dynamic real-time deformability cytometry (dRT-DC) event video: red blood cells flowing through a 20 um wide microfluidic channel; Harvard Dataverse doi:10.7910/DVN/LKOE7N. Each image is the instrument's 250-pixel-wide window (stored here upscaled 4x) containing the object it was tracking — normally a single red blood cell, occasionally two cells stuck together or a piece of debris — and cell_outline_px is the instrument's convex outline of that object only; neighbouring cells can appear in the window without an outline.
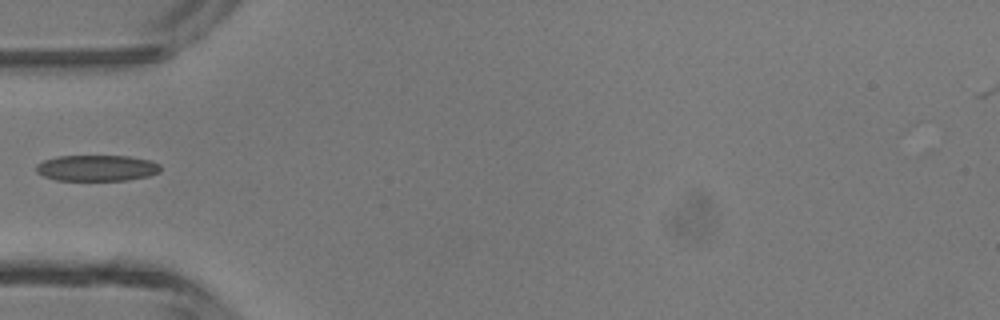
{"species": "common noctule bat (a hibernating species)", "species_latin": "Nyctalus noctula", "temperature_condition": "room temperature", "stored_images_in_passage": 32, "camera_frame_rate_fps": 3000, "um_per_image_px": 0.085, "animal": {"sex": "male", "body_mass_g": 13.3}, "frame": {"image": 1, "passage_image": 1, "time_ms": 0.0, "image_size_px": [1000, 320], "cell_outline_px": [[160, 172], [148, 176], [128, 180], [56, 180], [44, 176], [36, 172], [36, 164], [44, 160], [56, 156], [128, 156], [148, 160], [160, 164]], "centroid_in_image_um": [8.21, 14.28], "position_along_channel_um": 76.8, "area_um2": 18.84}}
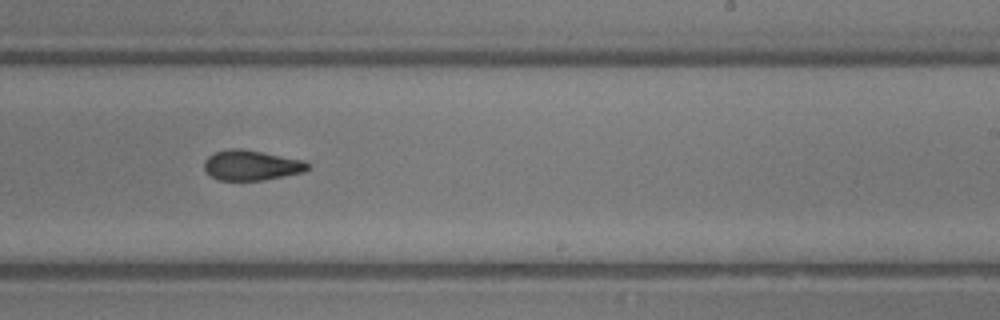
{"frame": {"image": 2, "passage_image": 14, "time_ms": 4.333, "image_size_px": [1000, 320], "cell_outline_px": [[308, 168], [304, 172], [264, 180], [220, 180], [212, 176], [204, 168], [204, 160], [208, 156], [216, 152], [228, 148], [240, 148], [304, 160], [308, 164]], "centroid_in_image_um": [21.36, 14.04], "position_along_channel_um": 267.6, "area_um2": 18.03}}
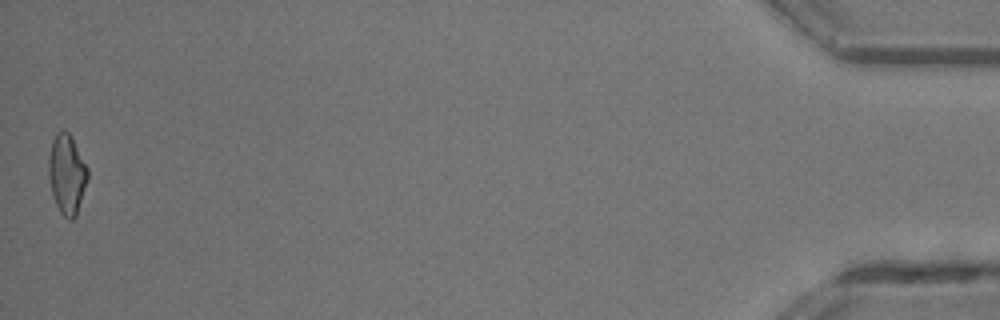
{"frame": {"image": 3, "passage_image": 32, "time_ms": 10.333, "image_size_px": [1000, 320], "cell_outline_px": [[88, 180], [76, 216], [72, 220], [68, 220], [60, 212], [56, 204], [52, 192], [48, 172], [48, 156], [52, 140], [56, 132], [64, 128], [72, 136], [88, 168]], "centroid_in_image_um": [5.69, 14.77], "position_along_channel_um": 429.5, "area_um2": 18.38}}